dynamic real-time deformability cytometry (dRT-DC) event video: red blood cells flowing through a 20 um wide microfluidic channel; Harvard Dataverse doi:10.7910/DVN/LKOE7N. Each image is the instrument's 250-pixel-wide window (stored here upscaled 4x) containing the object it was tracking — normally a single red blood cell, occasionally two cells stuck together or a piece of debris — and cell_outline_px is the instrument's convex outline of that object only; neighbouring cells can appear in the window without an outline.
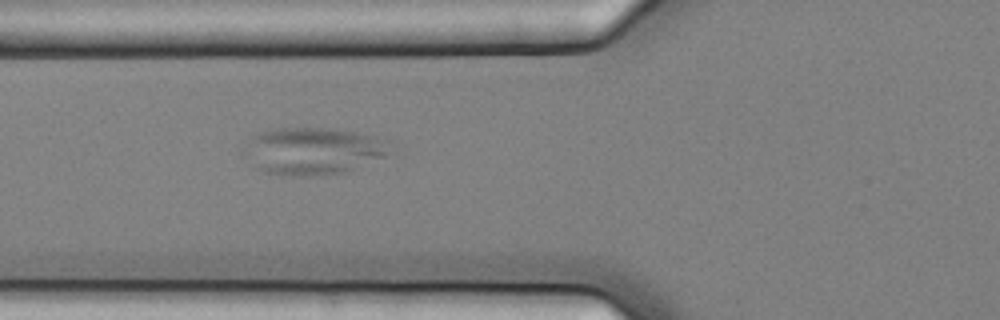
{"species": "common noctule bat (a hibernating species)", "species_latin": "Nyctalus noctula", "temperature_condition": "cold", "stored_images_in_passage": 4, "camera_frame_rate_fps": 3000, "um_per_image_px": 0.085, "animal": {"sex": "female", "body_mass_g": 25.1}, "frame": {"image": 1, "passage_image": 4, "time_ms": 1.0, "image_size_px": [1000, 320], "cell_outline_px": [[392, 140], [384, 156], [348, 172], [320, 176], [292, 176], [264, 172], [252, 168], [248, 144], [248, 140], [256, 132], [276, 128], [336, 128], [376, 136]], "centroid_in_image_um": [26.66, 12.83], "position_along_channel_um": 99.1, "area_um2": 40.23}}